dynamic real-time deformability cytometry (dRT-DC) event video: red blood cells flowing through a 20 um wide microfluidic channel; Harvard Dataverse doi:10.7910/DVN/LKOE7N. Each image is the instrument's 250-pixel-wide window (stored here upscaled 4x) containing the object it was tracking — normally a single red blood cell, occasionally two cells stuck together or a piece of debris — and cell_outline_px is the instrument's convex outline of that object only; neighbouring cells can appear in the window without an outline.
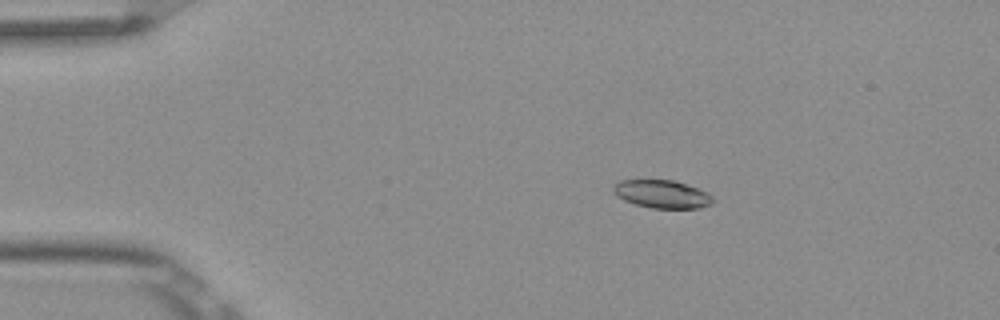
{"species": "Egyptian fruit bat (a non-hibernating species)", "species_latin": "Rousettus aegyptiacus", "temperature_condition": "room temperature", "stored_images_in_passage": 5, "camera_frame_rate_fps": 3000, "um_per_image_px": 0.085, "frame": {"image": 1, "passage_image": 3, "time_ms": 0.667, "image_size_px": [1000, 320], "cell_outline_px": [[716, 200], [712, 204], [700, 208], [652, 208], [636, 204], [624, 200], [616, 196], [612, 192], [612, 188], [620, 180], [672, 180], [708, 192]], "centroid_in_image_um": [56.28, 16.51], "position_along_channel_um": 28.7, "area_um2": 16.24}}
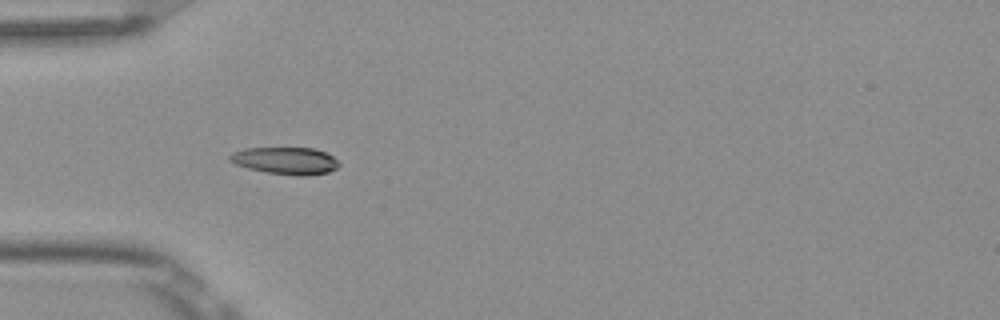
{"frame": {"image": 2, "passage_image": 5, "time_ms": 1.333, "image_size_px": [1000, 320], "cell_outline_px": [[340, 164], [336, 168], [328, 172], [308, 176], [296, 176], [268, 172], [248, 168], [236, 164], [228, 160], [228, 156], [232, 152], [244, 148], [312, 148], [324, 152], [332, 156]], "centroid_in_image_um": [24.25, 13.66], "position_along_channel_um": 60.8, "area_um2": 17.22}}